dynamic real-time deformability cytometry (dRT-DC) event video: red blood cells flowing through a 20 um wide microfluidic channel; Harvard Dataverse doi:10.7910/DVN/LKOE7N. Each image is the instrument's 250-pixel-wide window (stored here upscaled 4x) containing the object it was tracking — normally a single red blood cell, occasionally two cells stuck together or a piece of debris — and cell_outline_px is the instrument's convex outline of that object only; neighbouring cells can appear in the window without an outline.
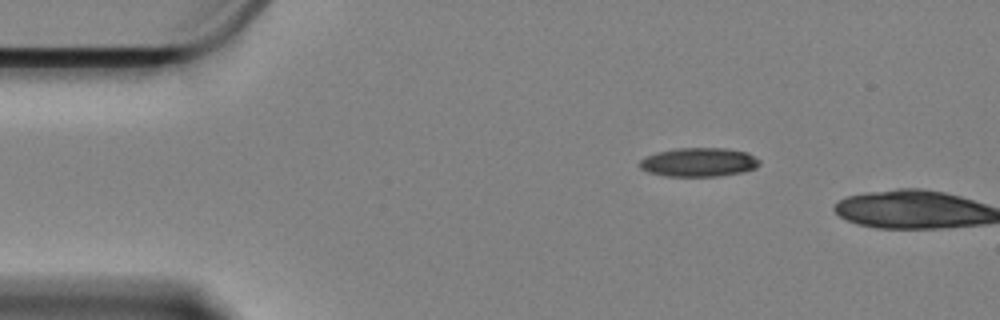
{"species": "Egyptian fruit bat (a non-hibernating species)", "species_latin": "Rousettus aegyptiacus", "temperature_condition": "cold", "stored_images_in_passage": 3, "camera_frame_rate_fps": 3000, "um_per_image_px": 0.085, "animal": {"sex": "female"}, "frame": {"image": 1, "passage_image": 1, "time_ms": 0.0, "image_size_px": [1000, 320], "cell_outline_px": [[760, 164], [756, 168], [740, 172], [716, 176], [664, 176], [648, 172], [640, 168], [636, 164], [640, 160], [656, 152], [676, 148], [728, 148], [748, 152], [760, 160]], "centroid_in_image_um": [59.38, 13.78], "position_along_channel_um": 25.6, "area_um2": 20.29}}